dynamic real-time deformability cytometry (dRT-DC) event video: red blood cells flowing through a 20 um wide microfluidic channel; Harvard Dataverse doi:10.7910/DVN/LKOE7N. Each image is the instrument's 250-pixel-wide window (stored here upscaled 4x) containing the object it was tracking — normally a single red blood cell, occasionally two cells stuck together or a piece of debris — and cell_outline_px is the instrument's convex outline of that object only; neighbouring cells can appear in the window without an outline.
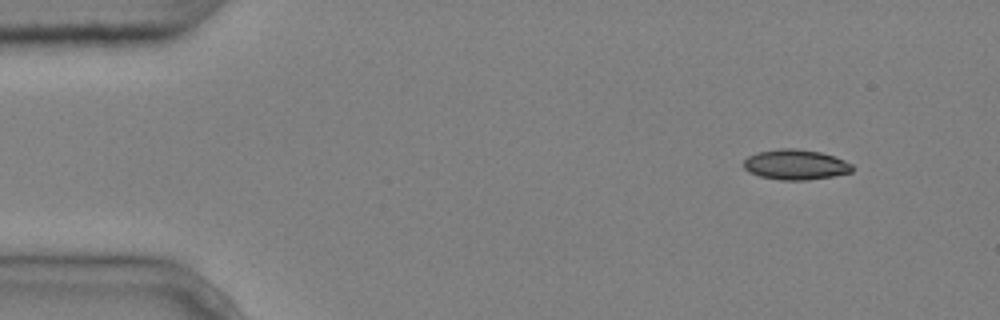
{"species": "common noctule bat (a hibernating species)", "species_latin": "Nyctalus noctula", "temperature_condition": "cold", "stored_images_in_passage": 5, "camera_frame_rate_fps": 3000, "um_per_image_px": 0.085, "animal": {"sex": "male", "body_mass_g": 20.4}, "frame": {"image": 1, "passage_image": 1, "time_ms": 0.0, "image_size_px": [1000, 320], "cell_outline_px": [[856, 168], [852, 172], [832, 176], [808, 180], [780, 180], [760, 176], [748, 172], [744, 168], [744, 160], [748, 156], [756, 152], [780, 148], [796, 148], [820, 152], [844, 160], [852, 164]], "centroid_in_image_um": [67.62, 13.99], "position_along_channel_um": 17.4, "area_um2": 19.25}}
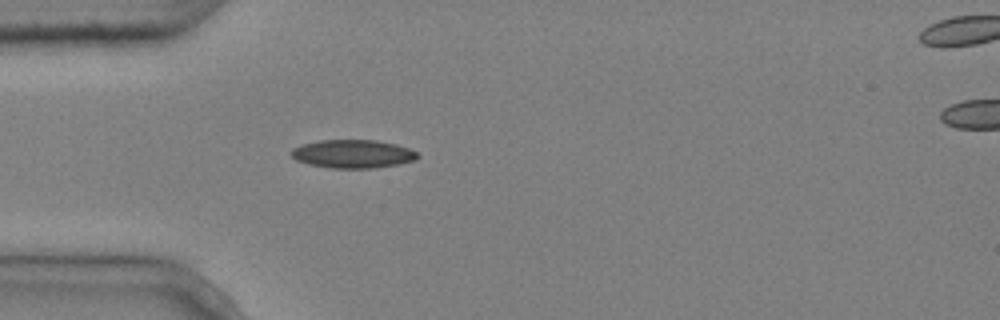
{"frame": {"image": 2, "passage_image": 4, "time_ms": 1.0, "image_size_px": [1000, 320], "cell_outline_px": [[420, 156], [416, 160], [400, 164], [372, 168], [332, 168], [308, 164], [296, 160], [292, 156], [292, 148], [300, 144], [320, 140], [376, 140], [396, 144], [408, 148], [416, 152]], "centroid_in_image_um": [30.0, 13.08], "position_along_channel_um": 55.0, "area_um2": 20.92}}